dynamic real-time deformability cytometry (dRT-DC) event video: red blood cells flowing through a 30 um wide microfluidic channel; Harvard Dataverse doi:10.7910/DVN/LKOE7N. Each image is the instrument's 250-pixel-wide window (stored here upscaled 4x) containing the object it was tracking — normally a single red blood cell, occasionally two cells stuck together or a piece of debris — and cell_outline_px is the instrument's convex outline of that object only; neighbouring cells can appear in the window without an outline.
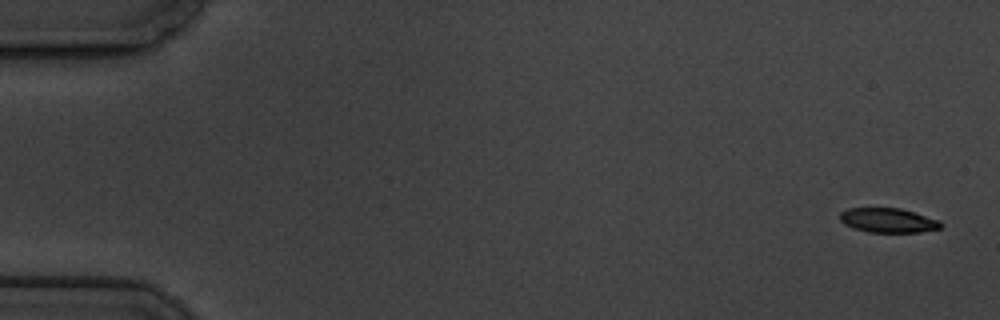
{"species": "common noctule bat (a hibernating species)", "species_latin": "Nyctalus noctula", "temperature_condition": "cold", "stored_images_in_passage": 5, "camera_frame_rate_fps": 3000, "um_per_image_px": 0.085, "animal": {"sex": "male", "body_mass_g": 19.5, "forearm_length_mm": 54.6}, "frame": {"image": 1, "passage_image": 1, "time_ms": 0.0, "image_size_px": [1000, 320], "cell_outline_px": [[944, 224], [940, 228], [920, 232], [868, 232], [852, 228], [844, 224], [840, 220], [840, 212], [848, 208], [900, 208], [940, 220]], "centroid_in_image_um": [75.48, 18.73], "position_along_channel_um": 9.5, "area_um2": 14.45}}